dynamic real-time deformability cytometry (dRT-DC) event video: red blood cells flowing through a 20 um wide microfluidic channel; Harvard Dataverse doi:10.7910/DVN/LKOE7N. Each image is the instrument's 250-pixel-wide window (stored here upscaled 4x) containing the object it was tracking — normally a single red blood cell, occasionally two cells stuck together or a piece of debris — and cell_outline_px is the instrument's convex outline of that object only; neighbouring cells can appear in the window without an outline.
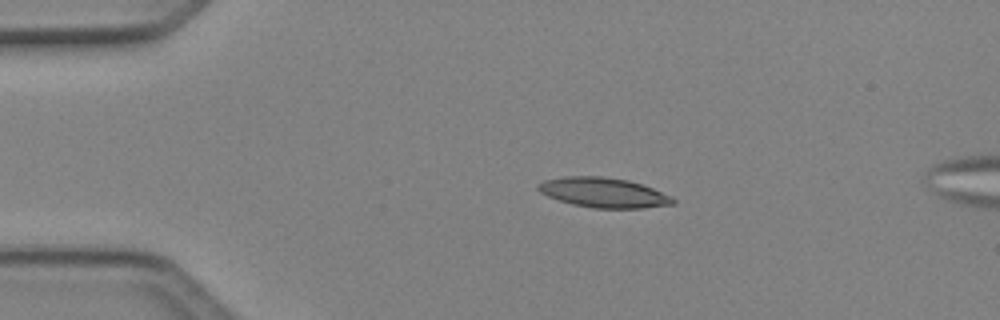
{"species": "Egyptian fruit bat (a non-hibernating species)", "species_latin": "Rousettus aegyptiacus", "temperature_condition": "cold", "stored_images_in_passage": 4, "camera_frame_rate_fps": 3000, "um_per_image_px": 0.085, "animal": {"sex": "female"}, "frame": {"image": 1, "passage_image": 3, "time_ms": 0.667, "image_size_px": [1000, 320], "cell_outline_px": [[676, 204], [644, 208], [592, 208], [572, 204], [548, 196], [540, 192], [536, 188], [536, 184], [544, 180], [564, 176], [600, 176], [628, 180], [652, 188], [672, 196], [676, 200]], "centroid_in_image_um": [51.3, 16.37], "position_along_channel_um": 33.7, "area_um2": 23.52}}